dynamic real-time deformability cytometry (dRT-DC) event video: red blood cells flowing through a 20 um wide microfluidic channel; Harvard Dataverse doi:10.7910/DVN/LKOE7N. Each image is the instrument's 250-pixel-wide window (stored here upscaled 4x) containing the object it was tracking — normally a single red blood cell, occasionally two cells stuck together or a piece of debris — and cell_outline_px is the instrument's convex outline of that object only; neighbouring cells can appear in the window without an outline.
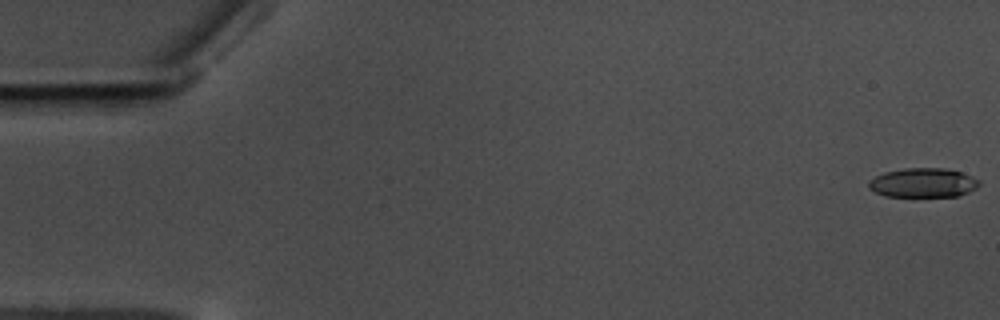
{"species": "common noctule bat (a hibernating species)", "species_latin": "Nyctalus noctula", "temperature_condition": "warm", "stored_images_in_passage": 59, "camera_frame_rate_fps": 3000, "um_per_image_px": 0.085, "animal": {"sex": "male", "body_mass_g": 17.5, "forearm_length_mm": 52.3}, "frame": {"image": 1, "passage_image": 1, "time_ms": 0.0, "image_size_px": [1000, 320], "cell_outline_px": [[980, 184], [976, 188], [968, 192], [956, 196], [884, 196], [868, 188], [868, 180], [884, 172], [904, 168], [948, 168], [972, 176], [980, 180]], "centroid_in_image_um": [78.46, 15.52], "position_along_channel_um": 6.5, "area_um2": 18.9}}
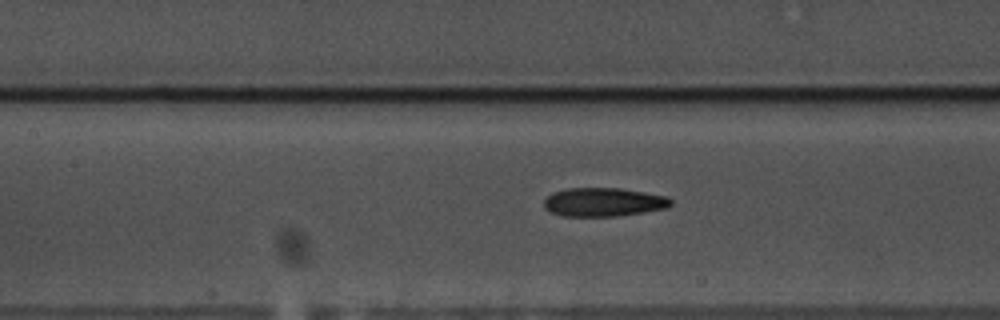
{"frame": {"image": 2, "passage_image": 27, "time_ms": 8.667, "image_size_px": [1000, 320], "cell_outline_px": [[672, 204], [668, 208], [644, 212], [616, 216], [564, 216], [548, 212], [544, 208], [544, 200], [552, 192], [568, 188], [620, 188], [668, 196], [672, 200]], "centroid_in_image_um": [51.3, 17.18], "position_along_channel_um": 156.1, "area_um2": 21.39}}
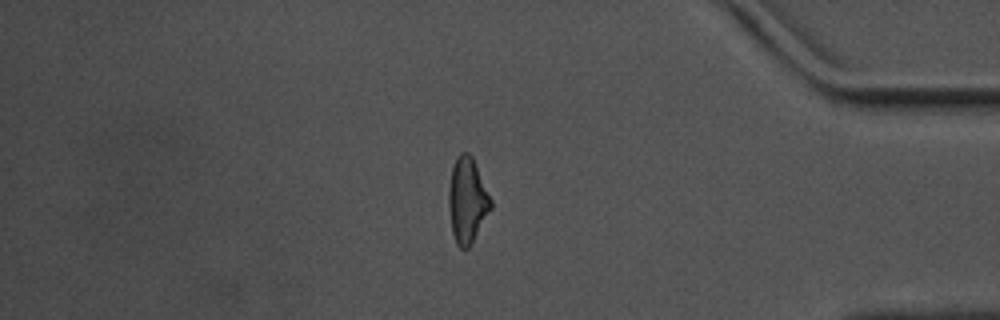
{"frame": {"image": 3, "passage_image": 50, "time_ms": 16.333, "image_size_px": [1000, 320], "cell_outline_px": [[492, 208], [468, 248], [460, 248], [456, 244], [452, 232], [448, 204], [448, 192], [452, 168], [456, 156], [460, 152], [468, 152], [472, 156], [492, 200]], "centroid_in_image_um": [39.71, 17.01], "position_along_channel_um": 395.5, "area_um2": 20.87}, "authors_computed_cell_mechanics": {"area_um2": 20.808, "velocity_mm_per_s": 3.5188, "shape_relaxation_time_tau1_ms": null, "shape_relaxation_time_tau2_ms": 4.4434, "deformation_change_tau1": null, "deformation_change_tau2": 0.1425}}